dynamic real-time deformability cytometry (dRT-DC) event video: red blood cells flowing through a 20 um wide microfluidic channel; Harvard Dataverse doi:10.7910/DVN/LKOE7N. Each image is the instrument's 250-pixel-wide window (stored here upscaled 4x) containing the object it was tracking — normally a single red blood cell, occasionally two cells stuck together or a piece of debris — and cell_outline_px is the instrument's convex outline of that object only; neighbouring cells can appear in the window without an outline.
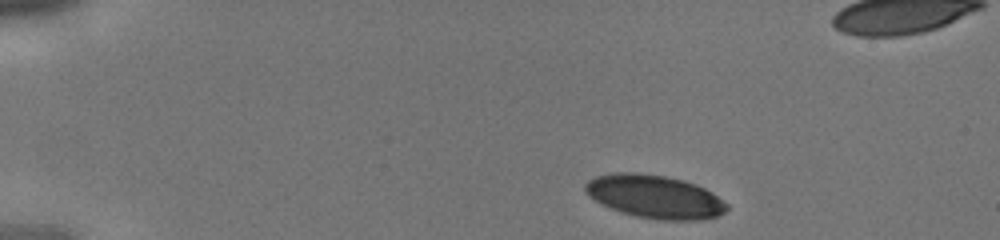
{"species": "human", "species_latin": "Homo sapiens", "temperature_condition": "cold", "stored_images_in_passage": 5, "camera_frame_rate_fps": 3000, "um_per_image_px": 0.085, "donor": {"sex": "male"}, "frame": {"image": 1, "passage_image": 1, "time_ms": 0.0, "image_size_px": [1000, 240], "cell_outline_px": [[728, 208], [724, 212], [716, 216], [700, 220], [656, 220], [636, 216], [620, 212], [600, 204], [588, 196], [584, 192], [584, 184], [588, 180], [596, 176], [612, 172], [636, 172], [664, 176], [696, 184], [712, 192], [728, 204]], "centroid_in_image_um": [55.6, 16.71], "position_along_channel_um": 29.4, "area_um2": 35.89}}
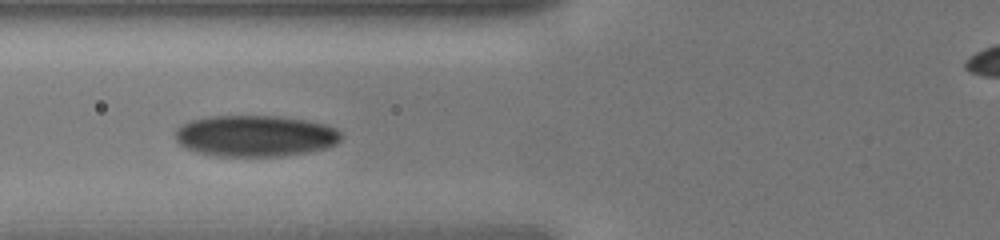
{"frame": {"image": 2, "passage_image": 4, "time_ms": 1.0, "image_size_px": [1000, 240], "cell_outline_px": [[344, 136], [336, 144], [328, 148], [280, 156], [216, 156], [196, 152], [180, 144], [176, 140], [176, 128], [180, 124], [192, 120], [208, 116], [280, 116], [308, 120], [328, 124], [336, 128]], "centroid_in_image_um": [21.73, 11.54], "position_along_channel_um": 104.1, "area_um2": 40.23}}
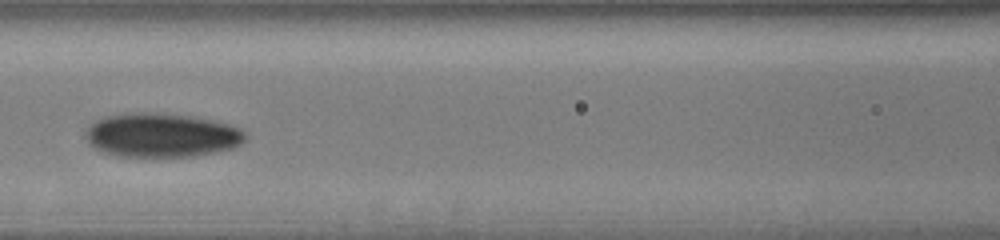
{"frame": {"image": 3, "passage_image": 5, "time_ms": 1.333, "image_size_px": [1000, 240], "cell_outline_px": [[248, 136], [240, 144], [232, 148], [216, 152], [192, 156], [120, 156], [104, 152], [88, 144], [84, 136], [84, 132], [96, 120], [104, 116], [124, 112], [160, 112], [192, 116], [212, 120], [228, 124], [240, 128]], "centroid_in_image_um": [13.71, 11.47], "position_along_channel_um": 152.9, "area_um2": 41.27}}